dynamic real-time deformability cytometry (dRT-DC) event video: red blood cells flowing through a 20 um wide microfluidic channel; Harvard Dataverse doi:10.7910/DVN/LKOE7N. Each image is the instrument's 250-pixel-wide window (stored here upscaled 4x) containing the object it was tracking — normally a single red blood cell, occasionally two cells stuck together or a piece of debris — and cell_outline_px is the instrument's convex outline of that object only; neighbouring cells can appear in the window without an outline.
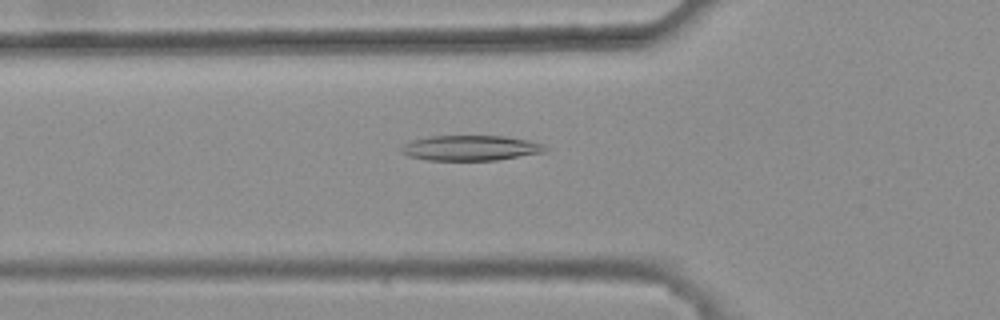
{"species": "common noctule bat (a hibernating species)", "species_latin": "Nyctalus noctula", "temperature_condition": "warm", "stored_images_in_passage": 44, "camera_frame_rate_fps": 3000, "um_per_image_px": 0.085, "animal": {"sex": "female", "body_mass_g": 25.1}, "frame": {"image": 1, "passage_image": 14, "time_ms": 4.333, "image_size_px": [1000, 320], "cell_outline_px": [[548, 148], [544, 152], [496, 160], [428, 160], [408, 156], [400, 152], [400, 148], [404, 144], [412, 140], [428, 136], [504, 136], [528, 140], [540, 144]], "centroid_in_image_um": [39.95, 12.58], "position_along_channel_um": 85.9, "area_um2": 21.04}}
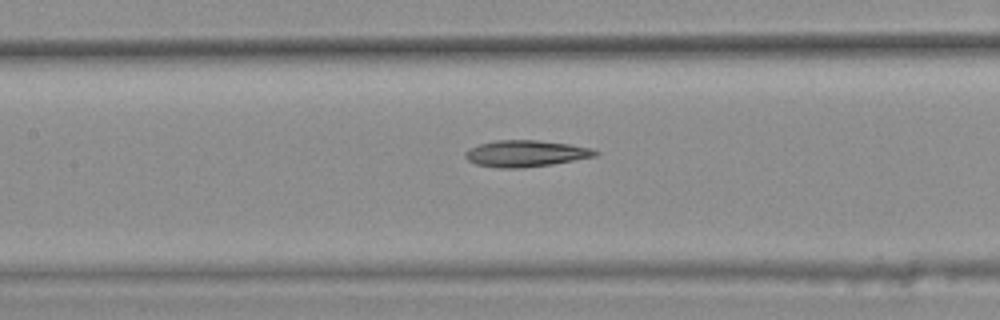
{"frame": {"image": 2, "passage_image": 20, "time_ms": 6.333, "image_size_px": [1000, 320], "cell_outline_px": [[600, 152], [596, 156], [552, 164], [520, 168], [500, 168], [476, 164], [468, 160], [464, 156], [464, 152], [468, 148], [480, 144], [496, 140], [536, 140], [572, 144], [592, 148]], "centroid_in_image_um": [44.69, 13.04], "position_along_channel_um": 162.7, "area_um2": 20.11}}
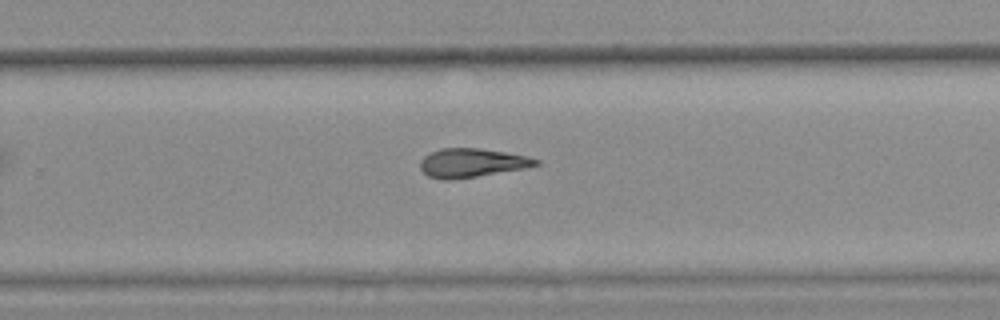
{"frame": {"image": 3, "passage_image": 30, "time_ms": 9.667, "image_size_px": [1000, 320], "cell_outline_px": [[540, 164], [528, 168], [476, 176], [448, 180], [444, 180], [428, 176], [420, 168], [420, 160], [424, 156], [440, 148], [480, 148], [528, 156], [540, 160]], "centroid_in_image_um": [40.13, 13.84], "position_along_channel_um": 289.7, "area_um2": 19.42}}